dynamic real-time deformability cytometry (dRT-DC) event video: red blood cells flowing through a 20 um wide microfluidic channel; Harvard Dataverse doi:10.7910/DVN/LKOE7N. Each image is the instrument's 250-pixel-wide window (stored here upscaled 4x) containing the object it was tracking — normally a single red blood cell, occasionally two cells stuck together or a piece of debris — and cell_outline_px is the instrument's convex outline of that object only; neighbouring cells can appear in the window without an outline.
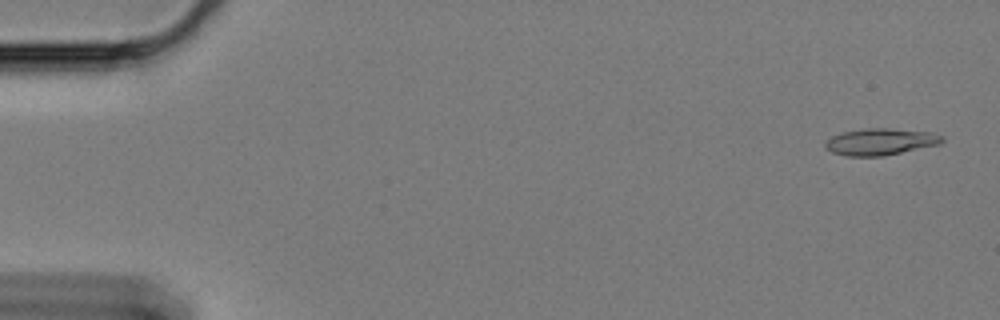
{"species": "Egyptian fruit bat (a non-hibernating species)", "species_latin": "Rousettus aegyptiacus", "temperature_condition": "cold", "stored_images_in_passage": 21, "camera_frame_rate_fps": 3000, "um_per_image_px": 0.085, "animal": {"sex": "female"}, "frame": {"image": 1, "passage_image": 2, "time_ms": 0.333, "image_size_px": [1000, 320], "cell_outline_px": [[944, 140], [940, 144], [884, 156], [848, 156], [832, 152], [824, 148], [824, 140], [832, 136], [844, 132], [868, 128], [884, 128], [928, 132], [944, 136]], "centroid_in_image_um": [74.81, 12.06], "position_along_channel_um": 10.2, "area_um2": 18.09}}
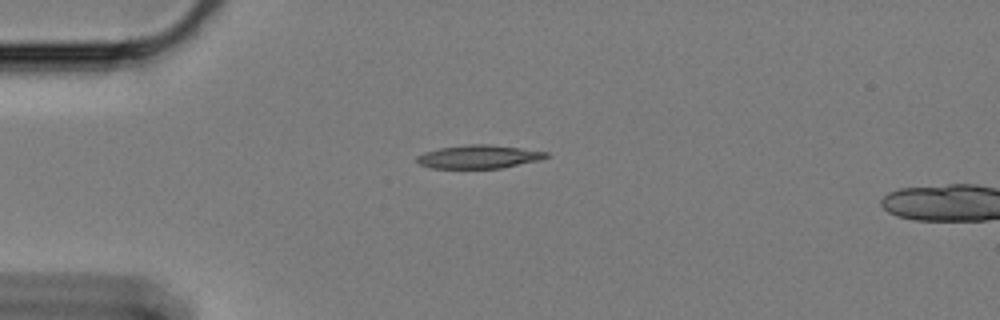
{"frame": {"image": 2, "passage_image": 15, "time_ms": 4.667, "image_size_px": [1000, 320], "cell_outline_px": [[552, 156], [540, 160], [500, 168], [432, 168], [420, 164], [416, 160], [416, 156], [424, 152], [440, 148], [468, 144], [488, 144], [520, 148], [548, 152]], "centroid_in_image_um": [40.72, 13.32], "position_along_channel_um": 44.3, "area_um2": 17.57}}
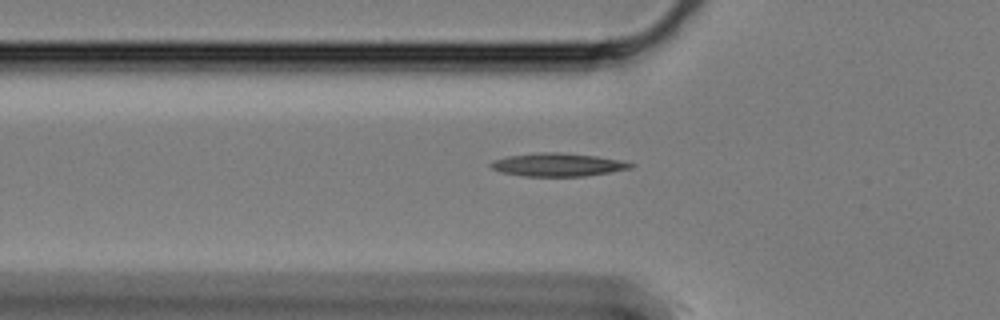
{"frame": {"image": 3, "passage_image": 20, "time_ms": 6.333, "image_size_px": [1000, 320], "cell_outline_px": [[636, 164], [632, 168], [584, 176], [524, 176], [500, 172], [492, 168], [488, 164], [492, 160], [508, 156], [540, 152], [560, 152], [596, 156], [620, 160]], "centroid_in_image_um": [47.38, 13.99], "position_along_channel_um": 78.4, "area_um2": 18.84}}